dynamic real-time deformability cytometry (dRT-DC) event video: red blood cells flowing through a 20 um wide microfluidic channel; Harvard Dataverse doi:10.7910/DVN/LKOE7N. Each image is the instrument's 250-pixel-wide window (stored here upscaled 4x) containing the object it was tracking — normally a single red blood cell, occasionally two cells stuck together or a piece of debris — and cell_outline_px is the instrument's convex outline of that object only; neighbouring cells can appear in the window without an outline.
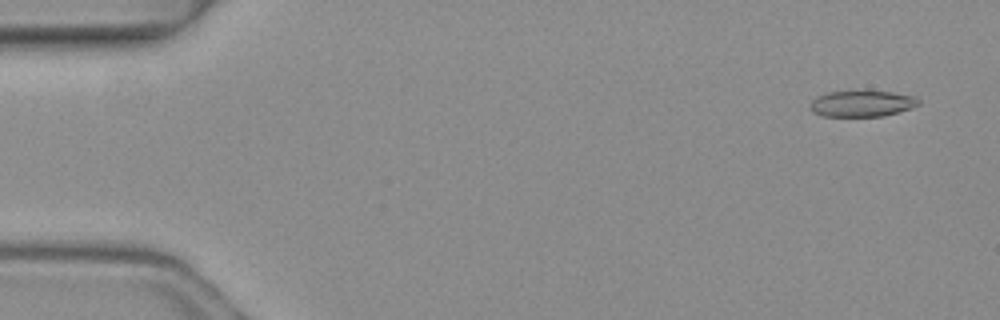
{"species": "common noctule bat (a hibernating species)", "species_latin": "Nyctalus noctula", "temperature_condition": "warm", "stored_images_in_passage": 4, "camera_frame_rate_fps": 3000, "um_per_image_px": 0.085, "animal": {"sex": "female", "body_mass_g": 19.3, "forearm_length_mm": 54.1}, "frame": {"image": 1, "passage_image": 1, "time_ms": 0.0, "image_size_px": [1000, 320], "cell_outline_px": [[920, 104], [912, 108], [884, 116], [820, 116], [812, 112], [812, 100], [828, 92], [892, 92], [916, 96], [920, 100]], "centroid_in_image_um": [73.33, 8.82], "position_along_channel_um": 11.7, "area_um2": 16.24}}
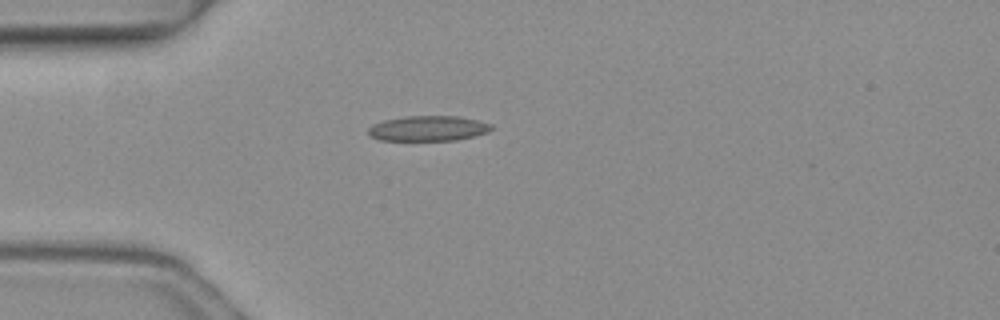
{"frame": {"image": 2, "passage_image": 4, "time_ms": 1.0, "image_size_px": [1000, 320], "cell_outline_px": [[492, 128], [488, 132], [456, 140], [380, 140], [372, 136], [368, 132], [368, 128], [372, 124], [384, 120], [408, 116], [456, 116], [476, 120], [492, 124]], "centroid_in_image_um": [36.38, 10.91], "position_along_channel_um": 48.6, "area_um2": 17.86}}